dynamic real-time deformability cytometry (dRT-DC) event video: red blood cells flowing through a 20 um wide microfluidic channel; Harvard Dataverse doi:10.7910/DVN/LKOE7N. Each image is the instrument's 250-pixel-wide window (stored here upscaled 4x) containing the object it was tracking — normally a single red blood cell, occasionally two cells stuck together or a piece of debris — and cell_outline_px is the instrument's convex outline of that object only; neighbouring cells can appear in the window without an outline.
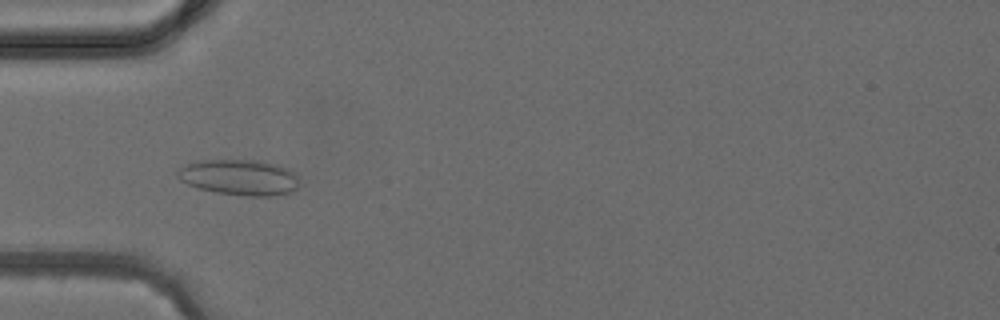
{"species": "common noctule bat (a hibernating species)", "species_latin": "Nyctalus noctula", "temperature_condition": "cold", "stored_images_in_passage": 4, "camera_frame_rate_fps": 3000, "um_per_image_px": 0.085, "animal": {"sex": "female", "body_mass_g": 24.6, "forearm_length_mm": 56.2}, "frame": {"image": 1, "passage_image": 4, "time_ms": 4.333, "image_size_px": [1000, 320], "cell_outline_px": [[300, 184], [292, 192], [268, 196], [248, 196], [216, 192], [200, 188], [188, 184], [180, 180], [176, 176], [176, 172], [184, 164], [200, 160], [260, 160], [288, 168], [296, 172]], "centroid_in_image_um": [20.36, 15.06], "position_along_channel_um": 64.6, "area_um2": 25.49}}